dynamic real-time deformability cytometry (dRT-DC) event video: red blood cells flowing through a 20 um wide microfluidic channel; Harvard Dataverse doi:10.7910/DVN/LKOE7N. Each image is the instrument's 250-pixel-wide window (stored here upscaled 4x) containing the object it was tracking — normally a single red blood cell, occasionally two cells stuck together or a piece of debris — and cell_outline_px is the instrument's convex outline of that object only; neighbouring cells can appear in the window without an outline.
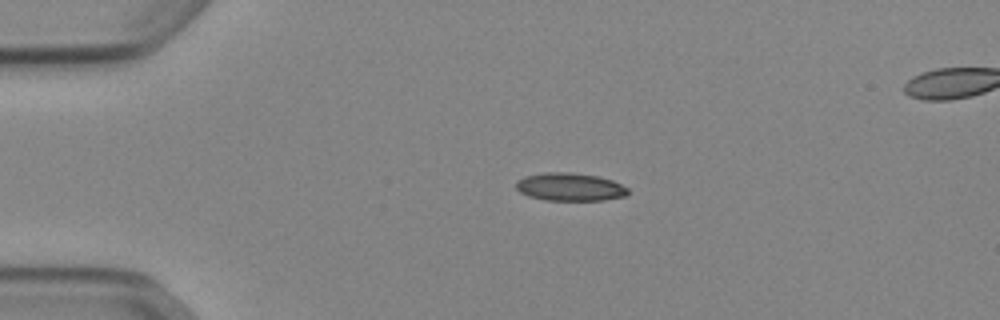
{"species": "Egyptian fruit bat (a non-hibernating species)", "species_latin": "Rousettus aegyptiacus", "temperature_condition": "cold", "stored_images_in_passage": 41, "camera_frame_rate_fps": 3000, "um_per_image_px": 0.085, "animal": {"sex": "female"}, "frame": {"image": 1, "passage_image": 1, "time_ms": 0.0, "image_size_px": [1000, 320], "cell_outline_px": [[628, 196], [604, 200], [544, 200], [528, 196], [520, 192], [516, 188], [516, 180], [524, 176], [544, 172], [572, 172], [596, 176], [612, 180], [628, 188]], "centroid_in_image_um": [48.43, 15.89], "position_along_channel_um": 36.6, "area_um2": 18.38}}
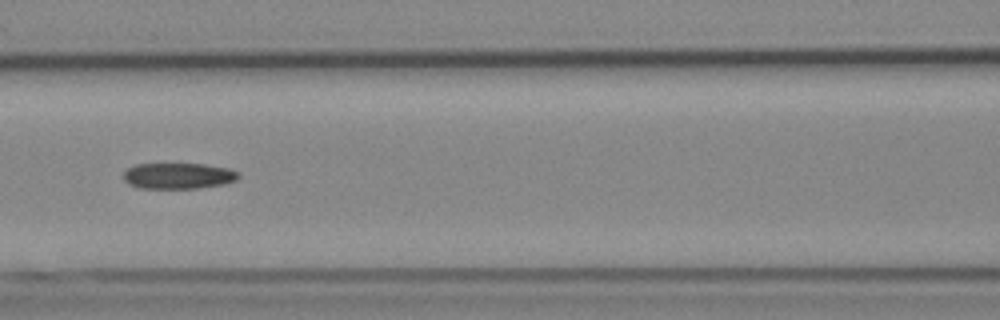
{"frame": {"image": 2, "passage_image": 13, "time_ms": 4.0, "image_size_px": [1000, 320], "cell_outline_px": [[240, 176], [236, 180], [228, 184], [196, 188], [140, 188], [128, 184], [124, 180], [124, 172], [128, 168], [136, 164], [204, 164], [228, 168], [240, 172]], "centroid_in_image_um": [15.2, 14.95], "position_along_channel_um": 151.4, "area_um2": 17.51}}
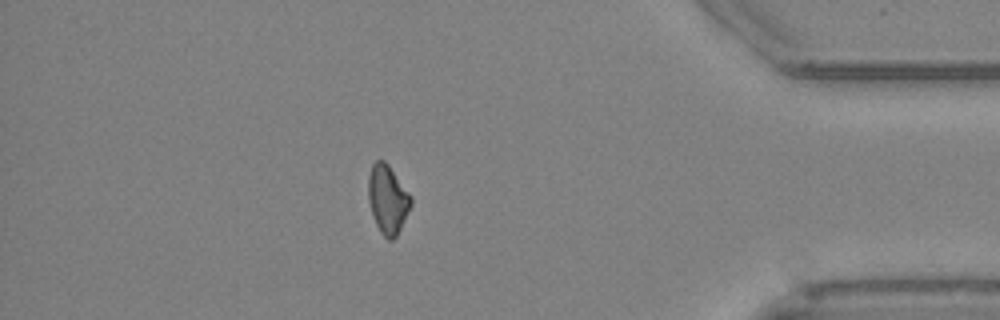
{"frame": {"image": 3, "passage_image": 35, "time_ms": 11.333, "image_size_px": [1000, 320], "cell_outline_px": [[412, 204], [396, 236], [392, 240], [388, 240], [380, 232], [372, 216], [368, 200], [368, 176], [372, 164], [376, 160], [384, 160], [388, 164], [412, 196]], "centroid_in_image_um": [32.94, 16.92], "position_along_channel_um": 402.3, "area_um2": 17.11}}